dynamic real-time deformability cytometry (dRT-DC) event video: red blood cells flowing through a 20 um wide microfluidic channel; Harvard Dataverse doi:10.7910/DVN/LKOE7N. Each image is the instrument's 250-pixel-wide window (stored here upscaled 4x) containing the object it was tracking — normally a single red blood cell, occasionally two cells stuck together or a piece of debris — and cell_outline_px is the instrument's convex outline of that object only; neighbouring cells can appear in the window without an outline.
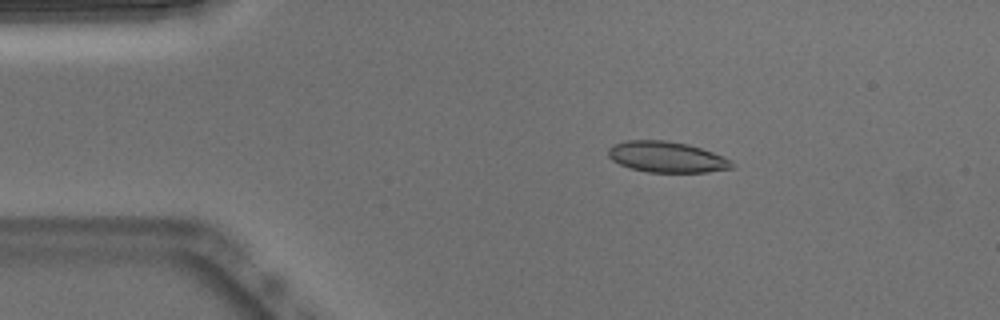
{"species": "Egyptian fruit bat (a non-hibernating species)", "species_latin": "Rousettus aegyptiacus", "temperature_condition": "warm", "stored_images_in_passage": 44, "camera_frame_rate_fps": 3000, "um_per_image_px": 0.085, "animal": {"sex": "male"}, "frame": {"image": 1, "passage_image": 1, "time_ms": 0.0, "image_size_px": [1000, 320], "cell_outline_px": [[732, 168], [708, 172], [648, 172], [628, 168], [612, 160], [608, 156], [608, 148], [612, 144], [624, 140], [664, 140], [688, 144], [724, 156], [732, 160]], "centroid_in_image_um": [56.63, 13.34], "position_along_channel_um": 28.4, "area_um2": 22.37}}
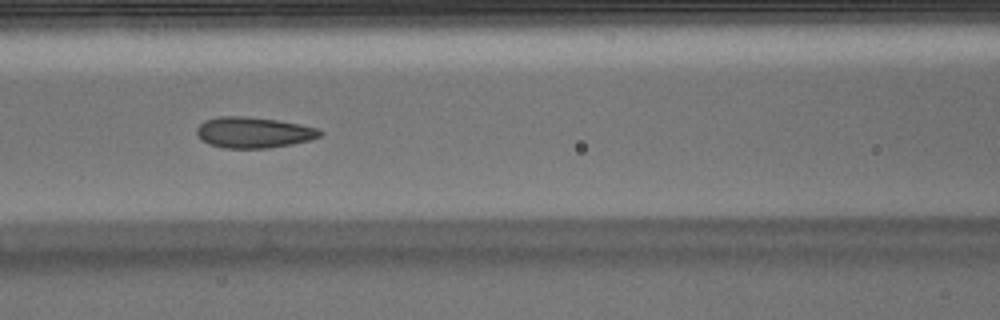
{"frame": {"image": 2, "passage_image": 14, "time_ms": 4.333, "image_size_px": [1000, 320], "cell_outline_px": [[324, 132], [320, 136], [308, 140], [292, 144], [268, 148], [224, 148], [208, 144], [200, 140], [196, 132], [196, 128], [204, 120], [216, 116], [244, 116], [276, 120], [300, 124], [316, 128]], "centroid_in_image_um": [21.5, 11.26], "position_along_channel_um": 145.1, "area_um2": 22.25}}
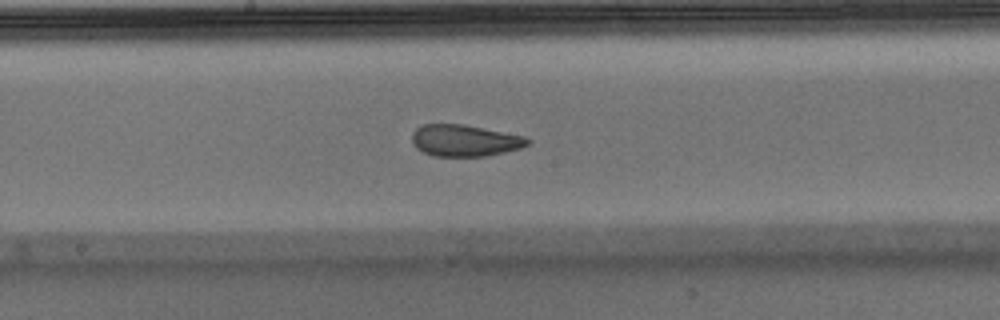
{"frame": {"image": 3, "passage_image": 19, "time_ms": 6.0, "image_size_px": [1000, 320], "cell_outline_px": [[532, 140], [528, 144], [520, 148], [484, 156], [432, 156], [416, 148], [412, 140], [412, 132], [416, 128], [424, 124], [464, 124], [524, 136]], "centroid_in_image_um": [39.48, 11.94], "position_along_channel_um": 208.7, "area_um2": 21.21}, "authors_computed_cell_mechanics": {"area_um2": 22.8021, "velocity_mm_per_s": 3.8209, "shape_relaxation_time_tau1_ms": 6.2619, "shape_relaxation_time_tau2_ms": 1.1188, "deformation_change_tau1": 0.1678, "deformation_change_tau2": 0.0533}}